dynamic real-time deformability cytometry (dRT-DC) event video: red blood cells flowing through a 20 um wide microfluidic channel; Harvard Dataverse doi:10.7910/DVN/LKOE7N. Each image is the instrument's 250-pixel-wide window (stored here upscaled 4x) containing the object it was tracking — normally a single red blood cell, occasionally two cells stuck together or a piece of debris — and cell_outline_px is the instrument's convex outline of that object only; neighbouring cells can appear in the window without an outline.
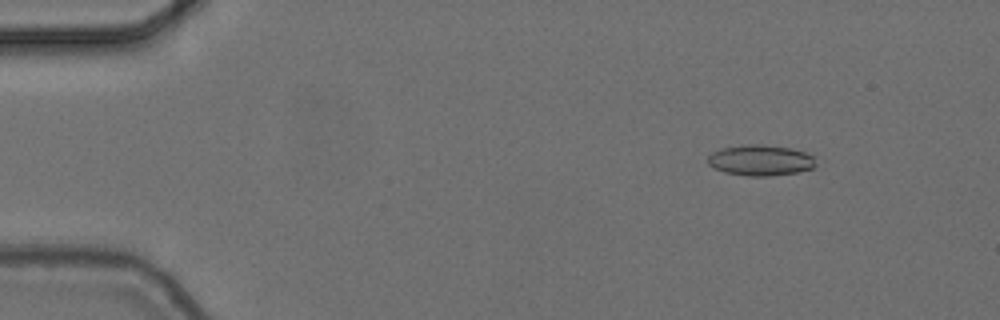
{"species": "common noctule bat (a hibernating species)", "species_latin": "Nyctalus noctula", "temperature_condition": "cold", "stored_images_in_passage": 56, "camera_frame_rate_fps": 3000, "um_per_image_px": 0.085, "animal": {"sex": "female", "body_mass_g": 24.6, "forearm_length_mm": 56.2}, "frame": {"image": 1, "passage_image": 7, "time_ms": 2.0, "image_size_px": [1000, 320], "cell_outline_px": [[816, 164], [812, 168], [796, 172], [768, 176], [748, 176], [724, 172], [708, 164], [708, 156], [712, 152], [720, 148], [744, 144], [760, 144], [788, 148], [804, 152], [812, 156]], "centroid_in_image_um": [64.6, 13.62], "position_along_channel_um": 20.4, "area_um2": 19.19}}
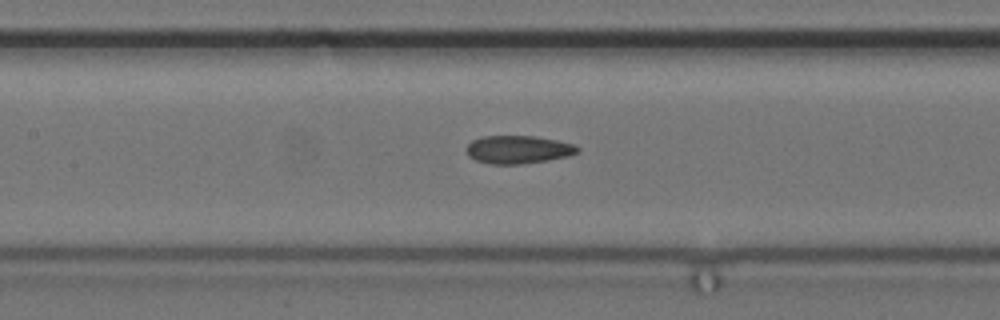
{"frame": {"image": 2, "passage_image": 26, "time_ms": 8.333, "image_size_px": [1000, 320], "cell_outline_px": [[580, 152], [568, 156], [548, 160], [520, 164], [488, 164], [476, 160], [468, 156], [468, 144], [472, 140], [484, 136], [536, 136], [576, 144], [580, 148]], "centroid_in_image_um": [44.09, 12.71], "position_along_channel_um": 163.3, "area_um2": 18.21}}
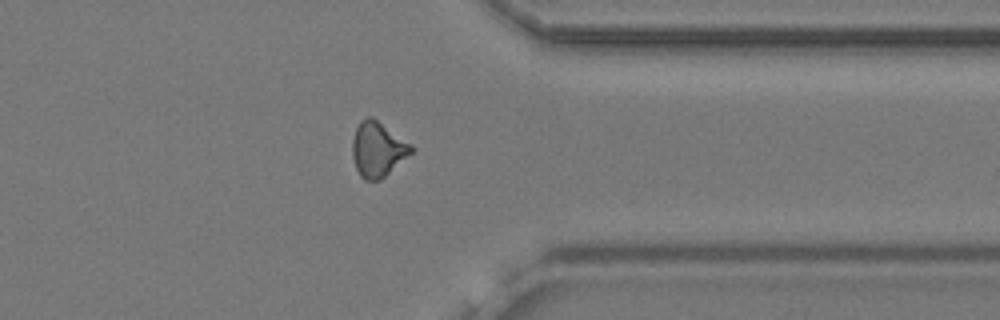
{"frame": {"image": 3, "passage_image": 44, "time_ms": 14.333, "image_size_px": [1000, 320], "cell_outline_px": [[416, 148], [412, 152], [380, 180], [364, 180], [360, 176], [356, 168], [352, 156], [352, 140], [356, 128], [360, 120], [364, 116], [372, 116], [412, 144]], "centroid_in_image_um": [32.1, 12.66], "position_along_channel_um": 379.3, "area_um2": 18.96}, "authors_computed_cell_mechanics": {"area_um2": 18.2359, "velocity_mm_per_s": 3.7146, "shape_relaxation_time_tau1_ms": null, "shape_relaxation_time_tau2_ms": 2.9526, "deformation_change_tau1": null, "deformation_change_tau2": 0.1094}}